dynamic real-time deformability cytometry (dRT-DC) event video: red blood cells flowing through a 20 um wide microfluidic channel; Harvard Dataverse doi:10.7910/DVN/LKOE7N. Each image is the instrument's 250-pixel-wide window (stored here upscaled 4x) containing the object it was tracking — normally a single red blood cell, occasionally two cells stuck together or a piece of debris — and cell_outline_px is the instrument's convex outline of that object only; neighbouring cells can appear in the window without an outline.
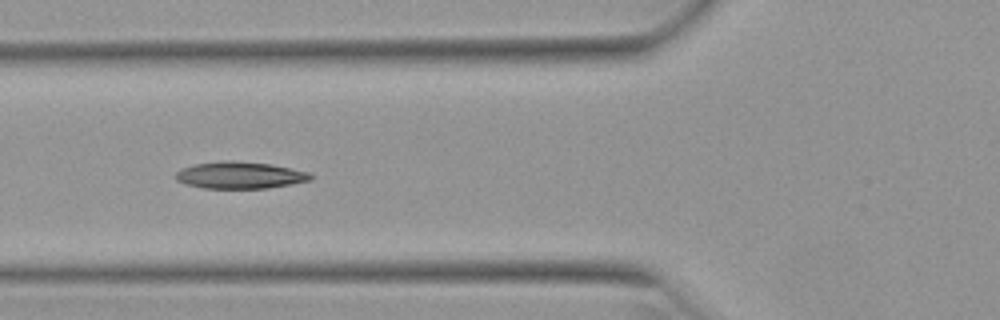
{"species": "Egyptian fruit bat (a non-hibernating species)", "species_latin": "Rousettus aegyptiacus", "temperature_condition": "warm", "stored_images_in_passage": 16, "camera_frame_rate_fps": 3000, "um_per_image_px": 0.085, "animal": {"sex": "female"}, "frame": {"image": 1, "passage_image": 7, "time_ms": 2.0, "image_size_px": [1000, 320], "cell_outline_px": [[312, 180], [292, 184], [268, 188], [204, 188], [184, 184], [176, 180], [176, 172], [180, 168], [196, 164], [224, 160], [232, 160], [272, 164], [312, 172]], "centroid_in_image_um": [20.42, 14.88], "position_along_channel_um": 105.4, "area_um2": 21.39}}
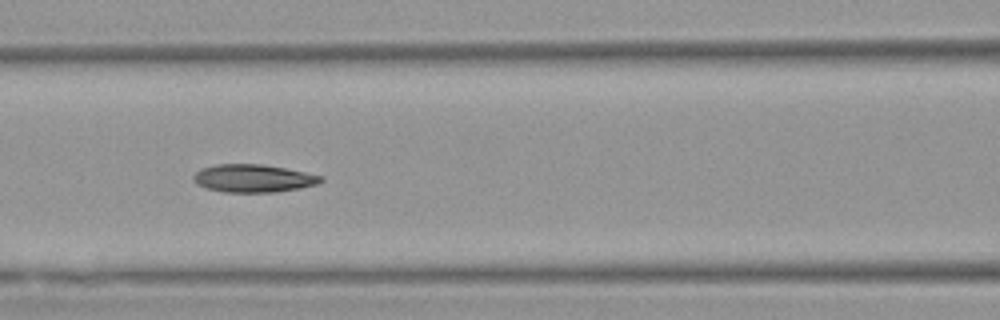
{"frame": {"image": 2, "passage_image": 10, "time_ms": 3.0, "image_size_px": [1000, 320], "cell_outline_px": [[324, 180], [316, 184], [300, 188], [276, 192], [224, 192], [204, 188], [196, 184], [192, 180], [192, 176], [200, 168], [216, 164], [260, 164], [284, 168], [324, 176]], "centroid_in_image_um": [21.48, 15.16], "position_along_channel_um": 145.1, "area_um2": 20.81}}